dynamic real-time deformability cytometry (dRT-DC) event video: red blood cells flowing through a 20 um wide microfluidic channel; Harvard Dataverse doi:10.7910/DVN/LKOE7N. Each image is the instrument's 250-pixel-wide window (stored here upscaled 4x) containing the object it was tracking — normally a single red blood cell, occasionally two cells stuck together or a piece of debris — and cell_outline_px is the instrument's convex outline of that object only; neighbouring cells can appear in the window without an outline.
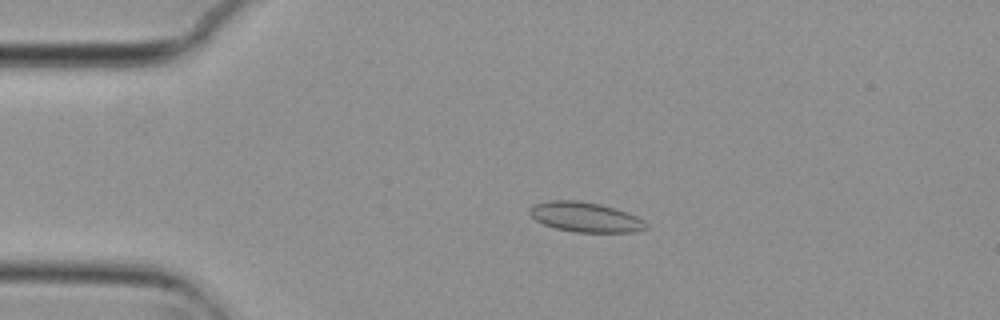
{"species": "common noctule bat (a hibernating species)", "species_latin": "Nyctalus noctula", "temperature_condition": "cold", "stored_images_in_passage": 52, "camera_frame_rate_fps": 3000, "um_per_image_px": 0.085, "animal": {"sex": "female", "body_mass_g": 29.2, "forearm_length_mm": 56.3}, "frame": {"image": 1, "passage_image": 9, "time_ms": 2.667, "image_size_px": [1000, 320], "cell_outline_px": [[648, 228], [636, 232], [572, 232], [556, 228], [544, 224], [536, 220], [528, 212], [528, 208], [536, 204], [548, 200], [576, 200], [600, 204], [616, 208], [628, 212], [644, 220], [648, 224]], "centroid_in_image_um": [49.78, 18.45], "position_along_channel_um": 35.2, "area_um2": 20.4}}
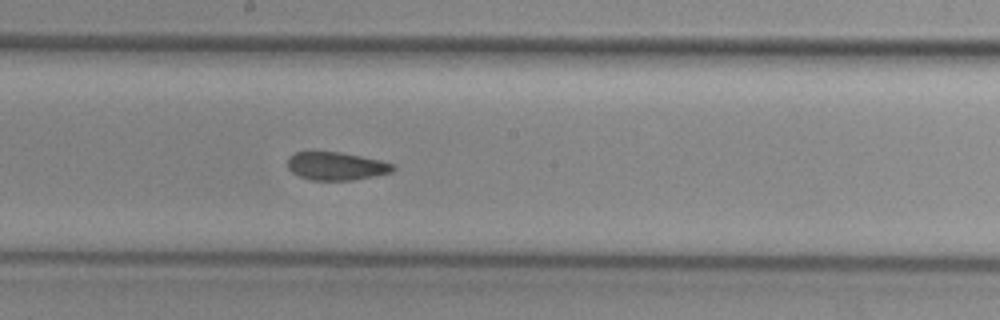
{"frame": {"image": 2, "passage_image": 27, "time_ms": 8.667, "image_size_px": [1000, 320], "cell_outline_px": [[396, 168], [392, 172], [352, 180], [312, 180], [300, 176], [292, 172], [288, 168], [288, 156], [296, 152], [340, 152], [380, 160], [396, 164]], "centroid_in_image_um": [28.59, 14.11], "position_along_channel_um": 219.6, "area_um2": 17.17}}
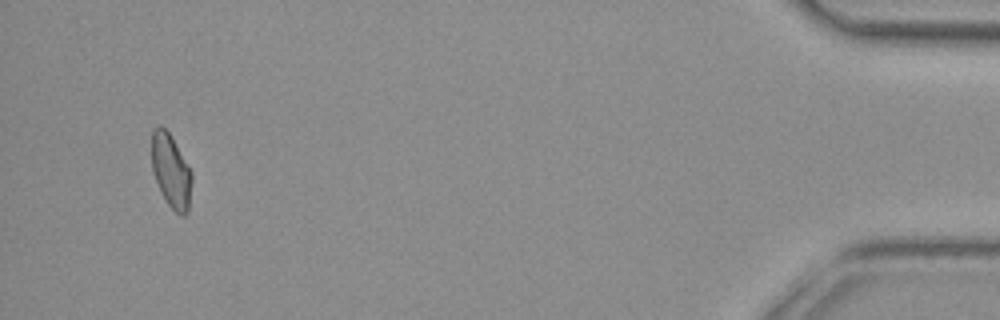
{"frame": {"image": 3, "passage_image": 50, "time_ms": 16.333, "image_size_px": [1000, 320], "cell_outline_px": [[192, 180], [188, 212], [184, 216], [180, 216], [168, 204], [160, 192], [152, 172], [152, 128], [160, 124], [168, 132], [192, 172]], "centroid_in_image_um": [14.52, 14.55], "position_along_channel_um": 420.7, "area_um2": 17.22}, "authors_computed_cell_mechanics": {"area_um2": 18.207, "velocity_mm_per_s": 3.711, "shape_relaxation_time_tau1_ms": null, "shape_relaxation_time_tau2_ms": 2.5468, "deformation_change_tau1": null, "deformation_change_tau2": 0.0592}}